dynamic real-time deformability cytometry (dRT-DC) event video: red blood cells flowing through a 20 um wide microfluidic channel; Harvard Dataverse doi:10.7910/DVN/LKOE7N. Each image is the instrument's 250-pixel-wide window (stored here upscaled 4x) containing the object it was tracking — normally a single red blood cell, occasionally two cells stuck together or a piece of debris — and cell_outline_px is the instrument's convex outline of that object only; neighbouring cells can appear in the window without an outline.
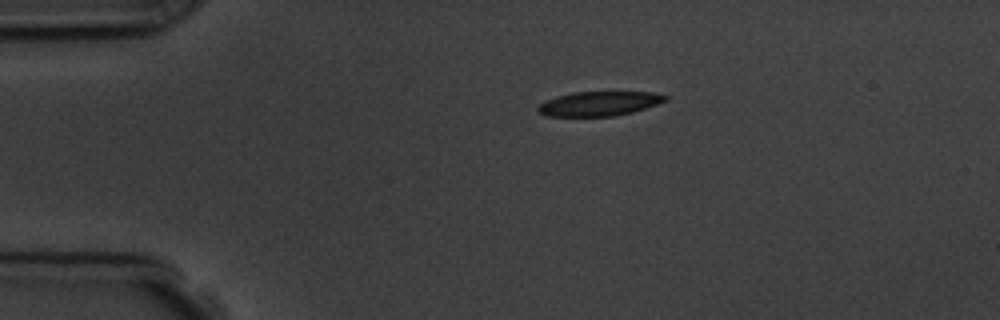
{"species": "common noctule bat (a hibernating species)", "species_latin": "Nyctalus noctula", "temperature_condition": "room temperature", "stored_images_in_passage": 4, "camera_frame_rate_fps": 3000, "um_per_image_px": 0.085, "animal": {"sex": "male", "body_mass_g": 19.5, "forearm_length_mm": 54.6}, "frame": {"image": 1, "passage_image": 1, "time_ms": 0.0, "image_size_px": [1000, 320], "cell_outline_px": [[668, 100], [632, 112], [616, 116], [544, 116], [536, 112], [536, 108], [544, 100], [556, 96], [572, 92], [652, 92], [668, 96]], "centroid_in_image_um": [50.86, 8.81], "position_along_channel_um": 34.1, "area_um2": 18.26}}
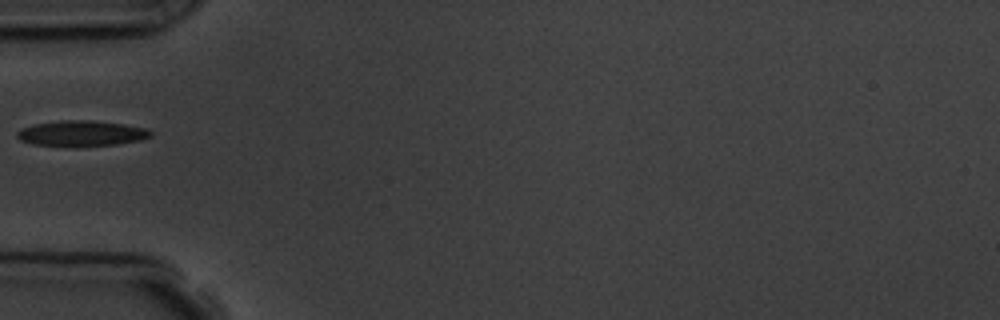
{"frame": {"image": 2, "passage_image": 3, "time_ms": 2.333, "image_size_px": [1000, 320], "cell_outline_px": [[152, 136], [140, 140], [116, 144], [76, 148], [32, 144], [20, 140], [16, 136], [16, 132], [20, 128], [36, 124], [60, 120], [88, 120], [124, 124], [148, 128], [152, 132]], "centroid_in_image_um": [6.91, 11.36], "position_along_channel_um": 78.1, "area_um2": 20.4}}